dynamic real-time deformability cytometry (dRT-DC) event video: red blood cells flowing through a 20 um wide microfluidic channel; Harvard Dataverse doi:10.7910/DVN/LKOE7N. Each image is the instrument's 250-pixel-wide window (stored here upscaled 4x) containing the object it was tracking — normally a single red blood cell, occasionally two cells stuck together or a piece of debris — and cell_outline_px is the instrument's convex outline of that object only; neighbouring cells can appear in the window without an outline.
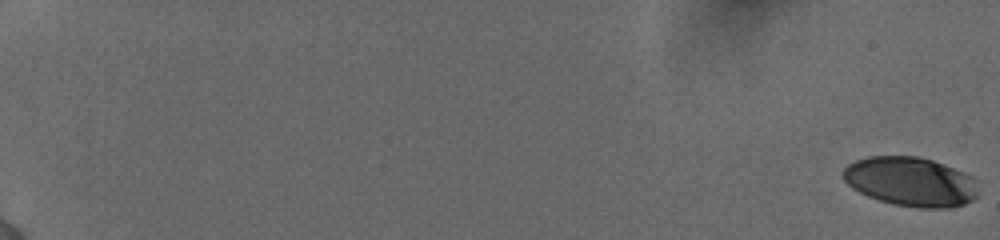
{"species": "human", "species_latin": "Homo sapiens", "temperature_condition": "cold", "stored_images_in_passage": 47, "camera_frame_rate_fps": 3000, "um_per_image_px": 0.085, "donor": {"sex": "female"}, "frame": {"image": 1, "passage_image": 1, "time_ms": 0.0, "image_size_px": [1000, 240], "cell_outline_px": [[980, 180], [976, 196], [972, 200], [964, 204], [948, 208], [916, 208], [892, 204], [868, 196], [852, 188], [844, 180], [844, 168], [848, 164], [856, 160], [868, 156], [920, 156], [944, 164], [964, 172]], "centroid_in_image_um": [77.45, 15.44], "position_along_channel_um": 7.5, "area_um2": 39.13}}
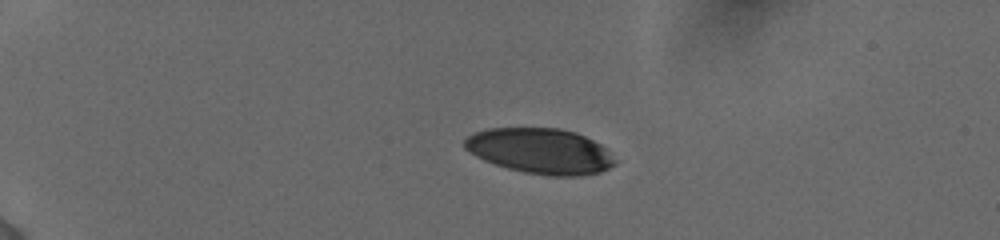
{"frame": {"image": 2, "passage_image": 27, "time_ms": 5.0, "image_size_px": [1000, 240], "cell_outline_px": [[616, 164], [600, 172], [580, 176], [552, 176], [524, 172], [508, 168], [484, 160], [476, 156], [464, 148], [464, 140], [472, 132], [488, 128], [560, 128], [576, 132], [608, 148], [616, 160]], "centroid_in_image_um": [45.95, 12.83], "position_along_channel_um": 39.1, "area_um2": 40.0}}
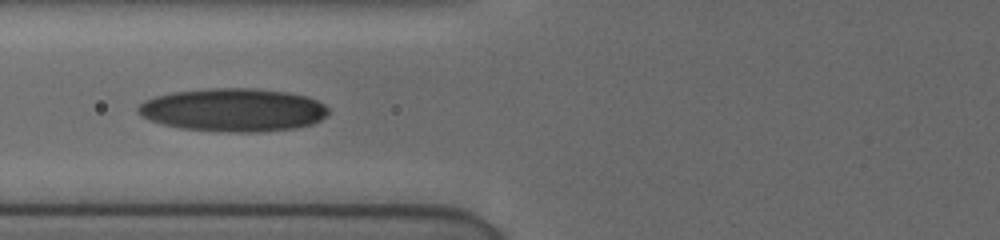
{"frame": {"image": 3, "passage_image": 46, "time_ms": 8.667, "image_size_px": [1000, 240], "cell_outline_px": [[328, 112], [320, 120], [312, 124], [296, 128], [260, 132], [228, 132], [180, 128], [164, 124], [152, 120], [136, 112], [136, 108], [144, 100], [156, 96], [172, 92], [204, 88], [256, 88], [288, 92], [308, 96], [324, 104], [328, 108]], "centroid_in_image_um": [19.84, 9.33], "position_along_channel_um": 106.0, "area_um2": 48.03}}